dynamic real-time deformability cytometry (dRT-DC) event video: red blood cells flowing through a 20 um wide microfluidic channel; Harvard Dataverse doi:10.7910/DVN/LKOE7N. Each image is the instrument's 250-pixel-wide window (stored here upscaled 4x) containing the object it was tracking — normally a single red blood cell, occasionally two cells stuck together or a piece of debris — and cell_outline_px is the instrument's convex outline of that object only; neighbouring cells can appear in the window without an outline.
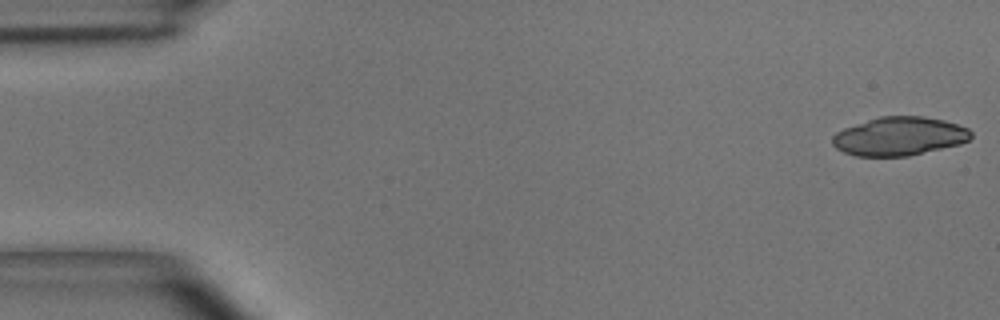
{"species": "common noctule bat (a hibernating species)", "species_latin": "Nyctalus noctula", "temperature_condition": "room temperature", "stored_images_in_passage": 49, "camera_frame_rate_fps": 3000, "um_per_image_px": 0.085, "animal": {"sex": "male", "body_mass_g": 15.6}, "frame": {"image": 1, "passage_image": 1, "time_ms": 0.0, "image_size_px": [1000, 320], "cell_outline_px": [[972, 136], [968, 140], [960, 144], [908, 156], [856, 156], [844, 152], [836, 148], [832, 144], [832, 136], [836, 132], [844, 128], [880, 116], [924, 116], [944, 120], [968, 128], [972, 132]], "centroid_in_image_um": [76.44, 11.58], "position_along_channel_um": 8.6, "area_um2": 31.1}}